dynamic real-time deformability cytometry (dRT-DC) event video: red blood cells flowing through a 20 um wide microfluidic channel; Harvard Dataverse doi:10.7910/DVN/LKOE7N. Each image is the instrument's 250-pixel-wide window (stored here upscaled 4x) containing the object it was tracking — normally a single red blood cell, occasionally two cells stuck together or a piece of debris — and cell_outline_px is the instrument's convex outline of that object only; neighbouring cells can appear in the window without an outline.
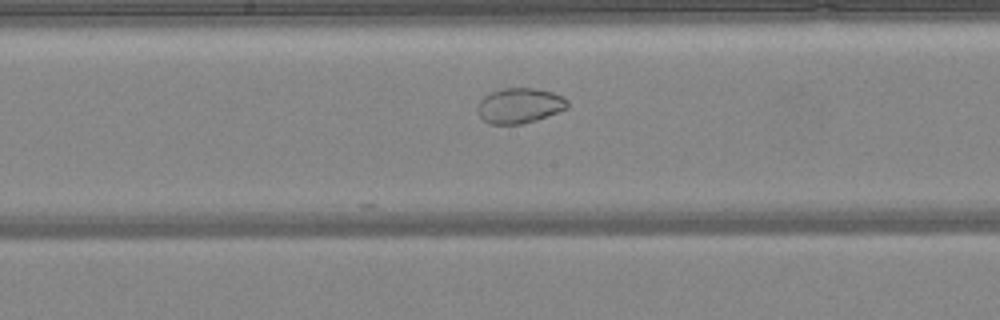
{"species": "common noctule bat (a hibernating species)", "species_latin": "Nyctalus noctula", "temperature_condition": "warm", "stored_images_in_passage": 48, "camera_frame_rate_fps": 3000, "um_per_image_px": 0.085, "animal": {"sex": "female", "body_mass_g": 24.6, "forearm_length_mm": 56.2}, "frame": {"image": 1, "passage_image": 25, "time_ms": 8.0, "image_size_px": [1000, 320], "cell_outline_px": [[568, 108], [536, 120], [520, 124], [492, 124], [484, 120], [476, 112], [476, 108], [480, 100], [484, 96], [492, 92], [504, 88], [532, 88], [552, 92], [564, 96], [568, 100]], "centroid_in_image_um": [44.16, 8.97], "position_along_channel_um": 204.0, "area_um2": 18.44}}
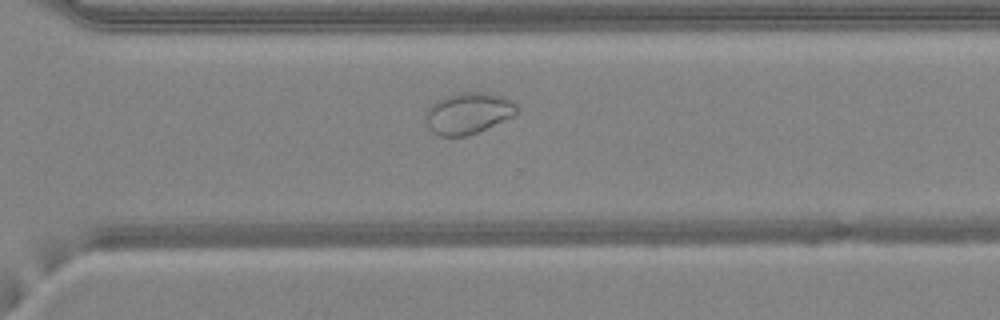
{"frame": {"image": 2, "passage_image": 34, "time_ms": 11.0, "image_size_px": [1000, 320], "cell_outline_px": [[516, 112], [512, 116], [476, 132], [464, 136], [440, 136], [432, 132], [424, 124], [424, 112], [436, 100], [444, 96], [464, 92], [484, 92], [500, 96], [512, 100], [516, 104]], "centroid_in_image_um": [39.7, 9.62], "position_along_channel_um": 330.9, "area_um2": 21.85}}
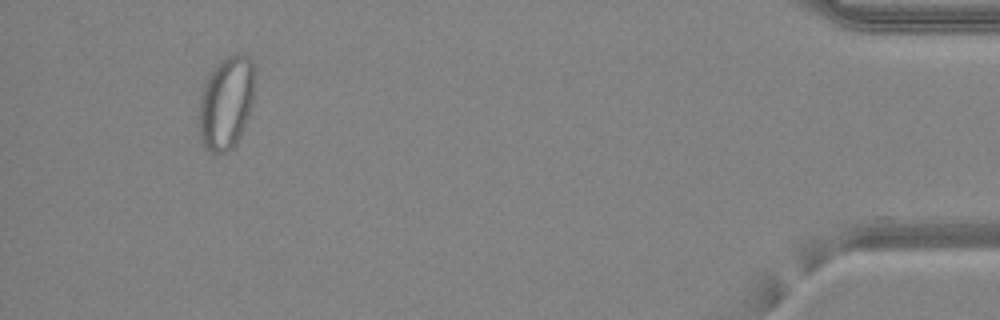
{"frame": {"image": 3, "passage_image": 45, "time_ms": 14.667, "image_size_px": [1000, 320], "cell_outline_px": [[256, 88], [252, 104], [248, 116], [240, 136], [236, 144], [232, 148], [224, 152], [212, 152], [204, 148], [200, 140], [200, 96], [204, 84], [208, 76], [216, 64], [220, 60], [228, 56], [240, 52], [244, 52], [252, 60], [256, 68]], "centroid_in_image_um": [19.28, 8.67], "position_along_channel_um": 415.9, "area_um2": 30.81}, "authors_computed_cell_mechanics": {"area_um2": 26.9637, "velocity_mm_per_s": 4.2456, "shape_relaxation_time_tau1_ms": null, "shape_relaxation_time_tau2_ms": 1.4673, "deformation_change_tau1": null, "deformation_change_tau2": 0.034}}